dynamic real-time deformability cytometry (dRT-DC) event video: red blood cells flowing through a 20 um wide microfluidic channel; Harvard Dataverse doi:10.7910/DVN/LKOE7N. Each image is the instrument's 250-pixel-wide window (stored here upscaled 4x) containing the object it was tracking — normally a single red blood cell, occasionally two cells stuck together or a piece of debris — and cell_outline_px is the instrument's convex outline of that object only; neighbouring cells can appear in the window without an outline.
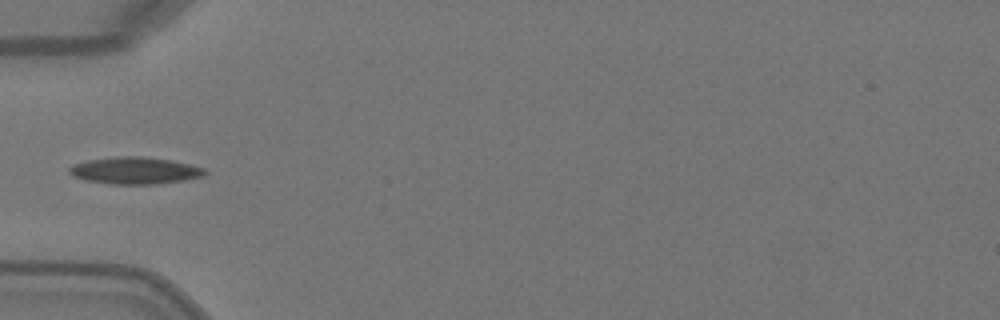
{"species": "Egyptian fruit bat (a non-hibernating species)", "species_latin": "Rousettus aegyptiacus", "temperature_condition": "warm", "stored_images_in_passage": 5, "camera_frame_rate_fps": 3000, "um_per_image_px": 0.085, "animal": {"sex": "female"}, "frame": {"image": 1, "passage_image": 4, "time_ms": 1.0, "image_size_px": [1000, 320], "cell_outline_px": [[208, 172], [204, 176], [184, 180], [156, 184], [112, 184], [84, 180], [72, 176], [68, 172], [68, 168], [76, 164], [88, 160], [120, 156], [140, 156], [172, 160], [204, 168]], "centroid_in_image_um": [11.47, 14.5], "position_along_channel_um": 73.5, "area_um2": 21.27}}
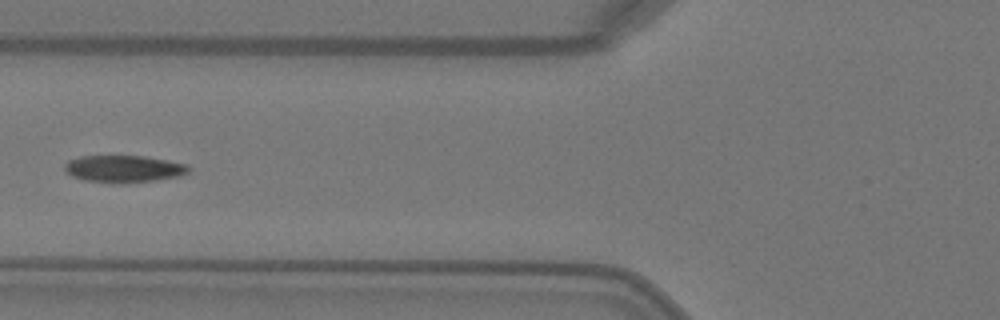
{"frame": {"image": 2, "passage_image": 5, "time_ms": 1.333, "image_size_px": [1000, 320], "cell_outline_px": [[192, 168], [188, 172], [180, 176], [156, 180], [120, 184], [116, 184], [84, 180], [72, 176], [64, 172], [64, 164], [68, 160], [80, 156], [144, 156], [188, 164]], "centroid_in_image_um": [10.51, 14.36], "position_along_channel_um": 115.3, "area_um2": 19.88}}